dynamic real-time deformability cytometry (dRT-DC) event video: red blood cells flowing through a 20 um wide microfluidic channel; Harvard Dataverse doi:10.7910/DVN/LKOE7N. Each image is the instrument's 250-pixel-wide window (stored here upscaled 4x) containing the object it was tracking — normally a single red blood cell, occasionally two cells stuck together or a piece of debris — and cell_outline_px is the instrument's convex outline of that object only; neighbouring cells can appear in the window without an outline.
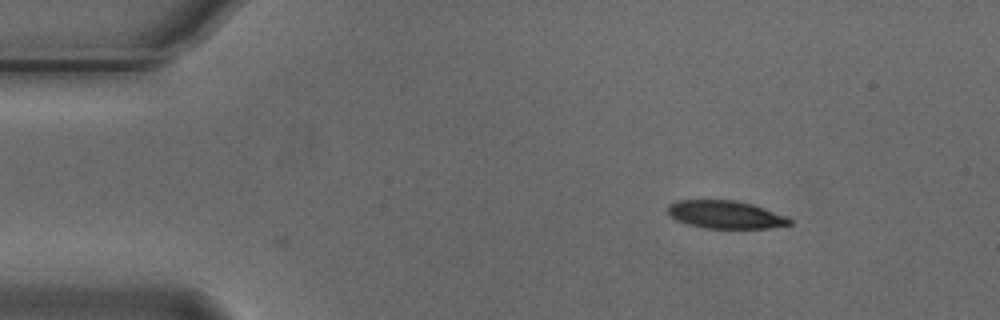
{"species": "Egyptian fruit bat (a non-hibernating species)", "species_latin": "Rousettus aegyptiacus", "temperature_condition": "cold", "stored_images_in_passage": 3, "camera_frame_rate_fps": 3000, "um_per_image_px": 0.085, "animal": {"sex": "male"}, "frame": {"image": 1, "passage_image": 1, "time_ms": 0.0, "image_size_px": [1000, 320], "cell_outline_px": [[792, 224], [768, 228], [704, 228], [688, 224], [676, 220], [668, 216], [668, 204], [676, 200], [736, 200], [752, 204], [788, 216], [792, 220]], "centroid_in_image_um": [61.65, 18.24], "position_along_channel_um": 23.3, "area_um2": 19.94}}